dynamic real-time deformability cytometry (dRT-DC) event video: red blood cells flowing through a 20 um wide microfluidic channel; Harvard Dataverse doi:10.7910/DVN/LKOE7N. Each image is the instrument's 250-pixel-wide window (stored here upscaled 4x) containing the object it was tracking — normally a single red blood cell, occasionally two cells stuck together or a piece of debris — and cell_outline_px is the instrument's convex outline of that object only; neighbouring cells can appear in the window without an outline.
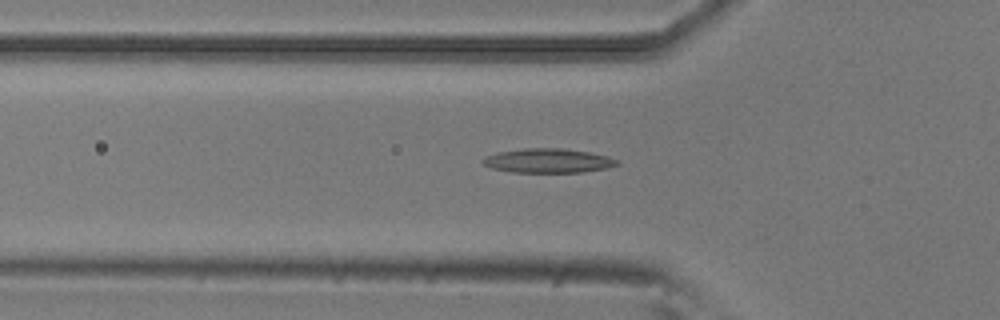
{"species": "common noctule bat (a hibernating species)", "species_latin": "Nyctalus noctula", "temperature_condition": "room temperature", "stored_images_in_passage": 51, "camera_frame_rate_fps": 3000, "um_per_image_px": 0.085, "animal": {"sex": "male", "body_mass_g": 20.5, "forearm_length_mm": 52.5}, "frame": {"image": 1, "passage_image": 16, "time_ms": 5.0, "image_size_px": [1000, 320], "cell_outline_px": [[620, 164], [604, 168], [580, 172], [512, 172], [492, 168], [484, 164], [480, 160], [484, 156], [496, 152], [524, 148], [564, 148], [588, 152], [608, 156], [616, 160]], "centroid_in_image_um": [46.52, 13.65], "position_along_channel_um": 79.3, "area_um2": 18.9}}
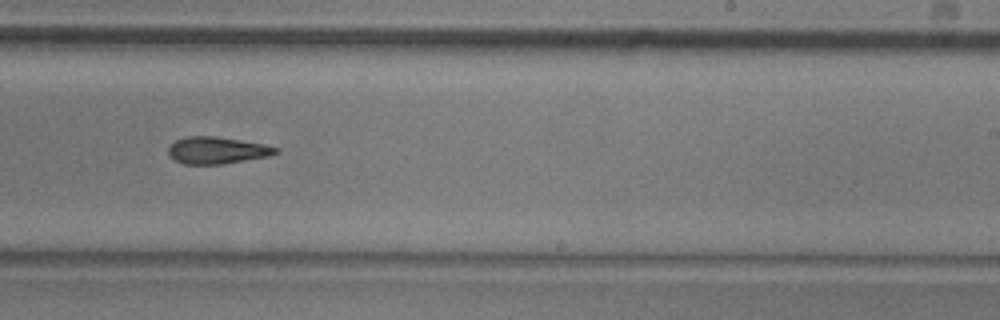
{"frame": {"image": 2, "passage_image": 31, "time_ms": 10.0, "image_size_px": [1000, 320], "cell_outline_px": [[280, 152], [272, 156], [220, 164], [184, 164], [168, 156], [168, 148], [176, 140], [188, 136], [216, 136], [264, 144], [280, 148]], "centroid_in_image_um": [18.49, 12.78], "position_along_channel_um": 270.5, "area_um2": 16.94}}
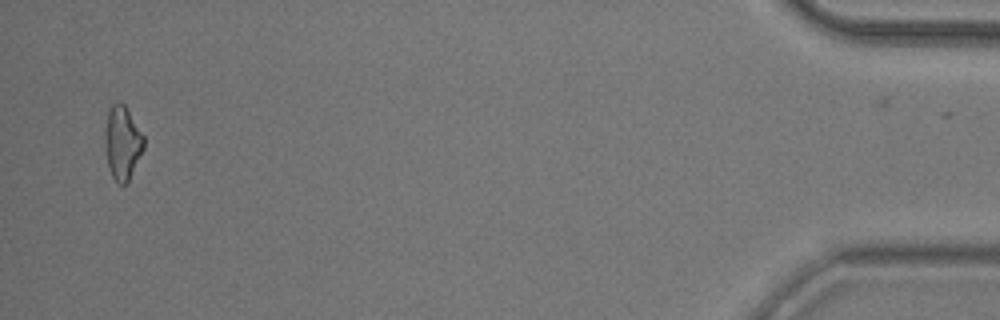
{"frame": {"image": 3, "passage_image": 50, "time_ms": 16.333, "image_size_px": [1000, 320], "cell_outline_px": [[144, 148], [128, 180], [124, 184], [120, 184], [112, 176], [108, 168], [104, 140], [104, 132], [108, 112], [112, 104], [124, 104], [128, 108], [144, 136]], "centroid_in_image_um": [10.4, 12.11], "position_along_channel_um": 424.8, "area_um2": 16.53}, "authors_computed_cell_mechanics": {"area_um2": 17.34, "velocity_mm_per_s": 3.8149, "shape_relaxation_time_tau1_ms": 9.3926, "shape_relaxation_time_tau2_ms": 4.9008, "deformation_change_tau1": 0.193, "deformation_change_tau2": 0.1554}}